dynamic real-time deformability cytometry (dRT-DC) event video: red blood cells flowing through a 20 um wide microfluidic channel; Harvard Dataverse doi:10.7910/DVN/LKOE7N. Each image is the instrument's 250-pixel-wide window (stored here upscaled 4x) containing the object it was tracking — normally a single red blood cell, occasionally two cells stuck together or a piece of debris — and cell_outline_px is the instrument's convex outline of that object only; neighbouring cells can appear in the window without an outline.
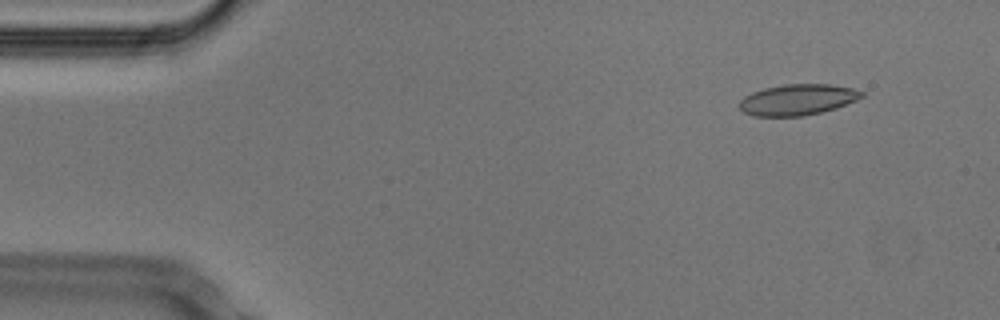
{"species": "Egyptian fruit bat (a non-hibernating species)", "species_latin": "Rousettus aegyptiacus", "temperature_condition": "cold", "stored_images_in_passage": 16, "camera_frame_rate_fps": 3000, "um_per_image_px": 0.085, "animal": {"sex": "male"}, "frame": {"image": 1, "passage_image": 5, "time_ms": 1.333, "image_size_px": [1000, 320], "cell_outline_px": [[864, 96], [856, 100], [836, 108], [804, 116], [752, 116], [744, 112], [736, 104], [744, 96], [752, 92], [764, 88], [784, 84], [832, 84], [852, 88], [864, 92]], "centroid_in_image_um": [67.77, 8.47], "position_along_channel_um": 17.2, "area_um2": 22.2}}
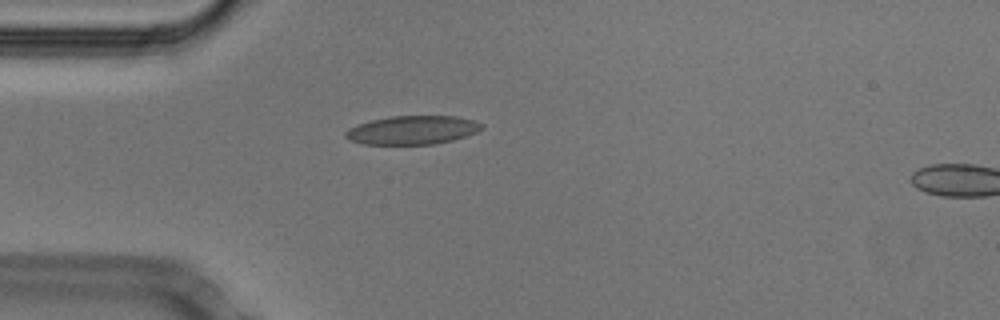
{"frame": {"image": 2, "passage_image": 14, "time_ms": 4.333, "image_size_px": [1000, 320], "cell_outline_px": [[484, 128], [476, 132], [452, 140], [432, 144], [364, 144], [348, 140], [344, 136], [344, 132], [348, 128], [372, 120], [392, 116], [456, 116], [472, 120], [484, 124]], "centroid_in_image_um": [35.04, 11.05], "position_along_channel_um": 50.0, "area_um2": 22.6}}